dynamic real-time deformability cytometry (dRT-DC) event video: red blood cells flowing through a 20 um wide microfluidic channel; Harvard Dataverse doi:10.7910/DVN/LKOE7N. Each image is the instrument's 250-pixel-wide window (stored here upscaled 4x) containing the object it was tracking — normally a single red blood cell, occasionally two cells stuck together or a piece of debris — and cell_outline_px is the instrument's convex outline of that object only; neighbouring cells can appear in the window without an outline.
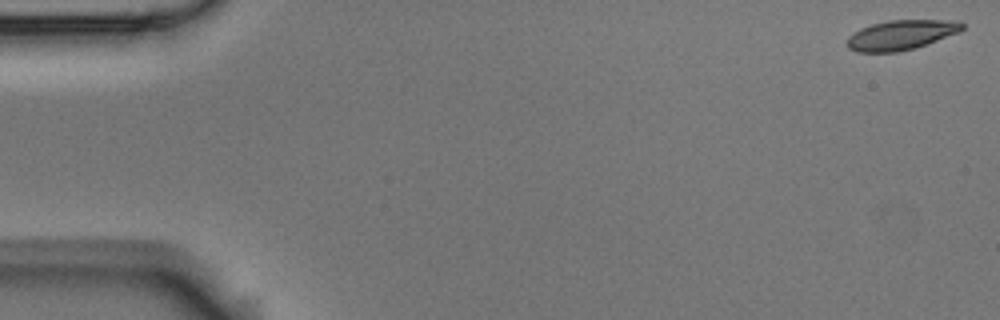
{"species": "Egyptian fruit bat (a non-hibernating species)", "species_latin": "Rousettus aegyptiacus", "temperature_condition": "room temperature", "stored_images_in_passage": 14, "camera_frame_rate_fps": 3000, "um_per_image_px": 0.085, "animal": {"sex": "male"}, "frame": {"image": 1, "passage_image": 1, "time_ms": 0.0, "image_size_px": [1000, 320], "cell_outline_px": [[964, 28], [960, 32], [916, 48], [896, 52], [856, 52], [848, 48], [848, 36], [872, 24], [888, 20], [944, 20], [964, 24]], "centroid_in_image_um": [76.6, 2.98], "position_along_channel_um": 8.4, "area_um2": 19.71}}
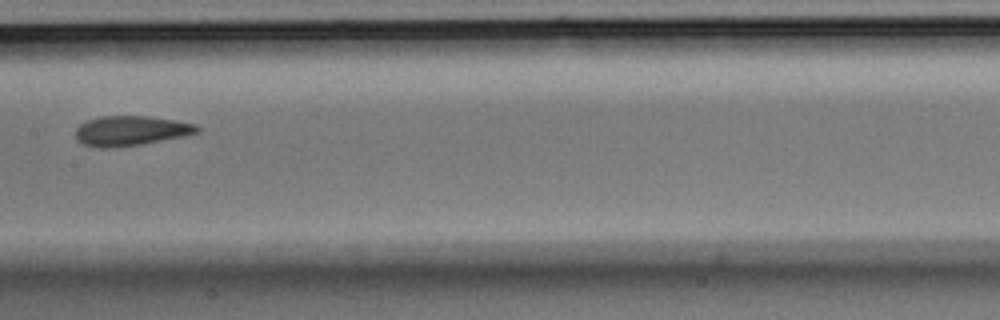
{"frame": {"image": 2, "passage_image": 8, "time_ms": 2.333, "image_size_px": [1000, 320], "cell_outline_px": [[200, 132], [184, 136], [140, 144], [108, 148], [100, 148], [84, 144], [76, 140], [76, 128], [80, 124], [88, 120], [100, 116], [148, 116], [176, 120], [196, 124], [200, 128]], "centroid_in_image_um": [11.12, 11.11], "position_along_channel_um": 196.3, "area_um2": 21.1}}
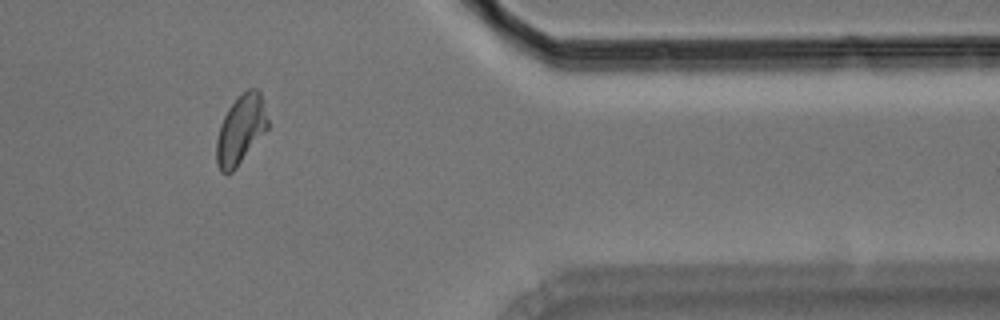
{"frame": {"image": 3, "passage_image": 13, "time_ms": 4.0, "image_size_px": [1000, 320], "cell_outline_px": [[268, 128], [236, 168], [232, 172], [220, 172], [216, 164], [216, 140], [220, 124], [228, 108], [248, 88], [256, 88], [260, 92], [268, 120]], "centroid_in_image_um": [20.44, 11.04], "position_along_channel_um": 391.0, "area_um2": 20.4}}